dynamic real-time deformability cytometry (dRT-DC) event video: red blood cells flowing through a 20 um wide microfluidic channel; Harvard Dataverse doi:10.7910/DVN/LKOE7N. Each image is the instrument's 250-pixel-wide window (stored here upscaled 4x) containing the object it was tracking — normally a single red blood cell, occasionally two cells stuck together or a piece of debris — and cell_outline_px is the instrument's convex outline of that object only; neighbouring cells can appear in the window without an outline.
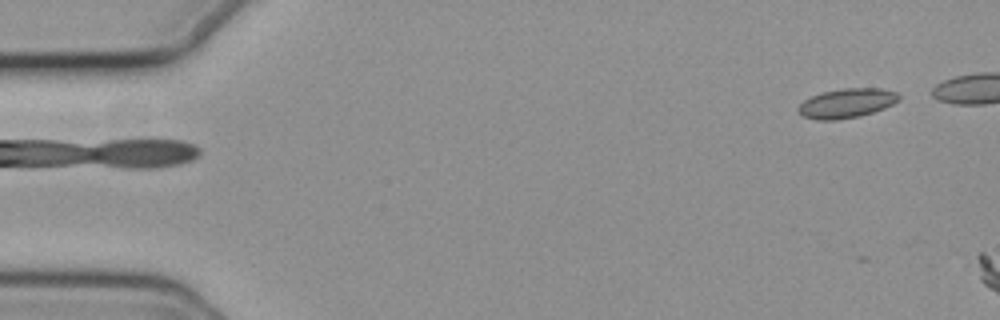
{"species": "common noctule bat (a hibernating species)", "species_latin": "Nyctalus noctula", "temperature_condition": "cold", "stored_images_in_passage": 4, "camera_frame_rate_fps": 3000, "um_per_image_px": 0.085, "animal": {"sex": "female", "body_mass_g": 19.3, "forearm_length_mm": 54.1}, "frame": {"image": 1, "passage_image": 1, "time_ms": 0.0, "image_size_px": [1000, 320], "cell_outline_px": [[900, 100], [884, 108], [860, 116], [836, 120], [816, 120], [804, 116], [800, 112], [800, 104], [804, 100], [820, 92], [844, 88], [880, 88], [896, 92], [900, 96]], "centroid_in_image_um": [71.99, 8.76], "position_along_channel_um": 13.0, "area_um2": 17.11}}